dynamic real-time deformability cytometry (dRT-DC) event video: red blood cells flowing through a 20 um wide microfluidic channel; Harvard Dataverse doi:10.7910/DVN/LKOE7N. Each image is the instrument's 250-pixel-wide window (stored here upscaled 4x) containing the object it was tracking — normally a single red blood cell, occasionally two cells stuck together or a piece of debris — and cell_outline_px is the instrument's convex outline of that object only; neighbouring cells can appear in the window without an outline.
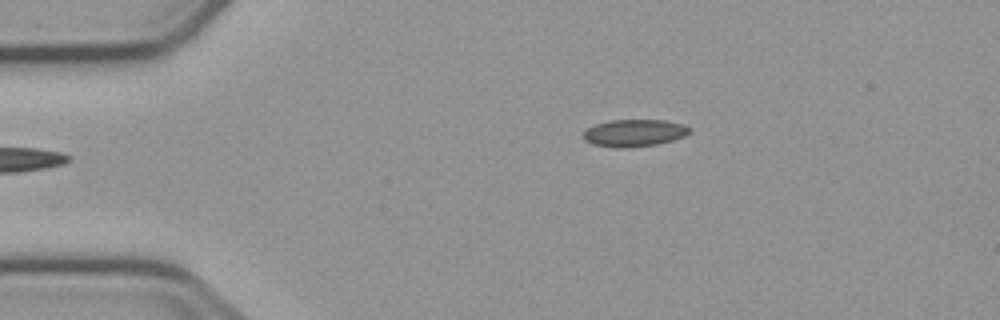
{"species": "common noctule bat (a hibernating species)", "species_latin": "Nyctalus noctula", "temperature_condition": "cold", "stored_images_in_passage": 6, "camera_frame_rate_fps": 3000, "um_per_image_px": 0.085, "animal": {"sex": "male", "body_mass_g": 23.1, "forearm_length_mm": 52.7}, "frame": {"image": 1, "passage_image": 6, "time_ms": 6.0, "image_size_px": [1000, 320], "cell_outline_px": [[692, 132], [684, 136], [672, 140], [656, 144], [628, 148], [616, 148], [592, 144], [584, 140], [584, 132], [588, 128], [596, 124], [608, 120], [664, 120], [684, 124]], "centroid_in_image_um": [53.91, 11.3], "position_along_channel_um": 31.1, "area_um2": 16.82}}